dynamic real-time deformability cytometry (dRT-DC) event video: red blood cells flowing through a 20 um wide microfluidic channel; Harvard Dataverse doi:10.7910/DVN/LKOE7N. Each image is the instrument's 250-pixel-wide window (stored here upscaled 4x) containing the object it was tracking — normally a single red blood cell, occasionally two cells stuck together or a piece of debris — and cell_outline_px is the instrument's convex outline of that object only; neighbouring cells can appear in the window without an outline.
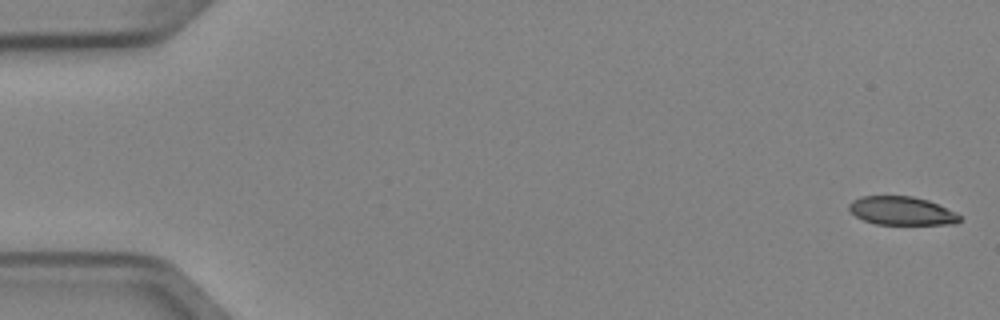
{"species": "Egyptian fruit bat (a non-hibernating species)", "species_latin": "Rousettus aegyptiacus", "temperature_condition": "cold", "stored_images_in_passage": 5, "camera_frame_rate_fps": 3000, "um_per_image_px": 0.085, "animal": {"sex": "female"}, "frame": {"image": 1, "passage_image": 1, "time_ms": 0.0, "image_size_px": [1000, 320], "cell_outline_px": [[960, 220], [956, 224], [876, 224], [864, 220], [856, 216], [848, 208], [848, 204], [852, 200], [860, 196], [912, 196], [928, 200], [956, 212], [960, 216]], "centroid_in_image_um": [76.63, 17.91], "position_along_channel_um": 8.4, "area_um2": 18.32}}
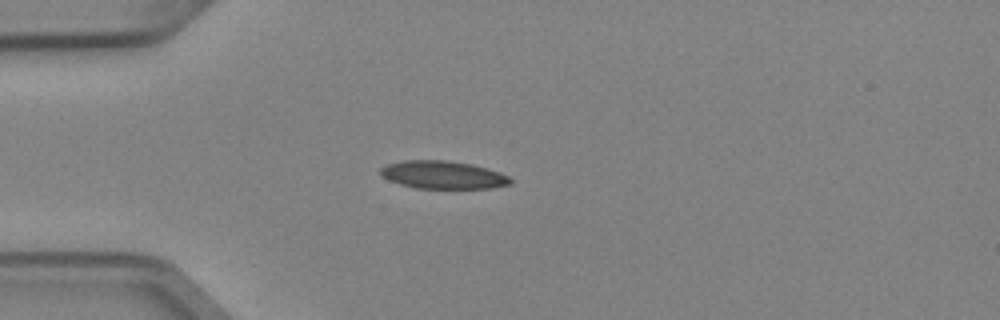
{"frame": {"image": 2, "passage_image": 4, "time_ms": 1.0, "image_size_px": [1000, 320], "cell_outline_px": [[512, 184], [492, 188], [416, 188], [400, 184], [388, 180], [380, 176], [380, 168], [388, 164], [404, 160], [448, 160], [472, 164], [488, 168], [500, 172], [508, 176], [512, 180]], "centroid_in_image_um": [37.66, 14.86], "position_along_channel_um": 47.3, "area_um2": 21.27}}